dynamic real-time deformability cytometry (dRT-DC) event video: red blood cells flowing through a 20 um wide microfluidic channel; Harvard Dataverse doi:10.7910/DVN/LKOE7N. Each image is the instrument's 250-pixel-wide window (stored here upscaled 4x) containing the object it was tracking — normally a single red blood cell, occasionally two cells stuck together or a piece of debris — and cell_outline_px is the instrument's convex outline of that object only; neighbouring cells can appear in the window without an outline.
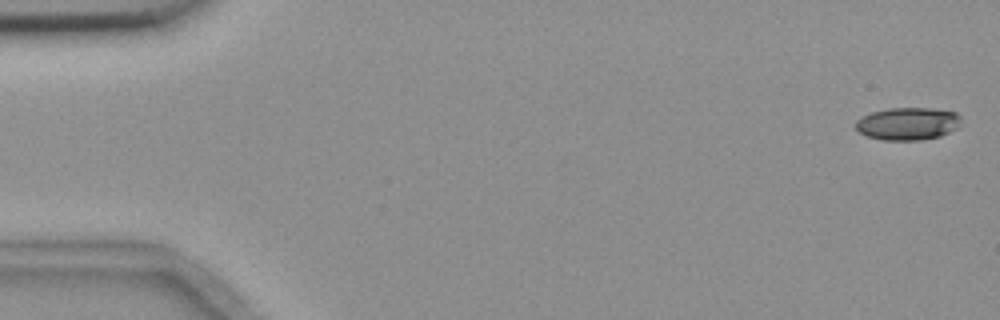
{"species": "common noctule bat (a hibernating species)", "species_latin": "Nyctalus noctula", "temperature_condition": "room temperature", "stored_images_in_passage": 5, "camera_frame_rate_fps": 3000, "um_per_image_px": 0.085, "animal": {"sex": "female", "body_mass_g": 18.4}, "frame": {"image": 1, "passage_image": 1, "time_ms": 0.0, "image_size_px": [1000, 320], "cell_outline_px": [[960, 120], [956, 128], [940, 136], [920, 140], [880, 140], [868, 136], [860, 132], [856, 128], [856, 120], [860, 116], [872, 112], [888, 108], [932, 108], [956, 112], [960, 116]], "centroid_in_image_um": [77.13, 10.5], "position_along_channel_um": 7.9, "area_um2": 20.0}}